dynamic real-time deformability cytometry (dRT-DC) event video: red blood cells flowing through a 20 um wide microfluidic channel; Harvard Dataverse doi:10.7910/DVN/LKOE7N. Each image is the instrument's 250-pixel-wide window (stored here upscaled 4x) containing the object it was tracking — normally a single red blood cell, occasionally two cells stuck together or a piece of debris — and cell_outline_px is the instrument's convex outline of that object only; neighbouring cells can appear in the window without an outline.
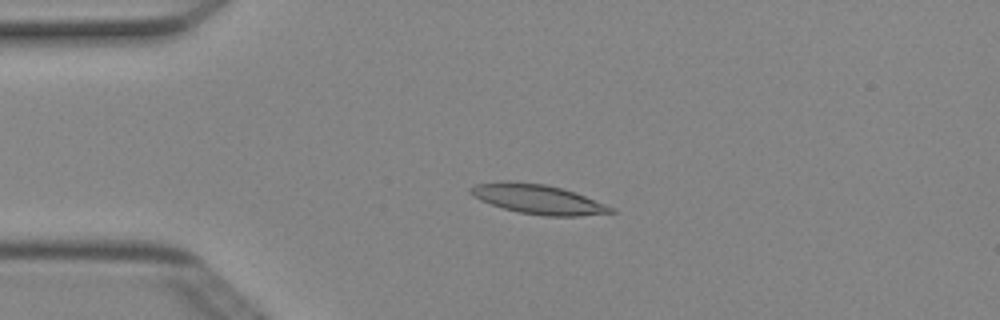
{"species": "Egyptian fruit bat (a non-hibernating species)", "species_latin": "Rousettus aegyptiacus", "temperature_condition": "cold", "stored_images_in_passage": 6, "camera_frame_rate_fps": 3000, "um_per_image_px": 0.085, "animal": {"sex": "female"}, "frame": {"image": 1, "passage_image": 4, "time_ms": 1.0, "image_size_px": [1000, 320], "cell_outline_px": [[616, 212], [580, 216], [544, 216], [520, 212], [504, 208], [480, 200], [472, 196], [468, 192], [468, 188], [476, 184], [504, 180], [508, 180], [544, 184], [576, 192], [616, 208]], "centroid_in_image_um": [45.73, 16.92], "position_along_channel_um": 39.3, "area_um2": 24.28}}
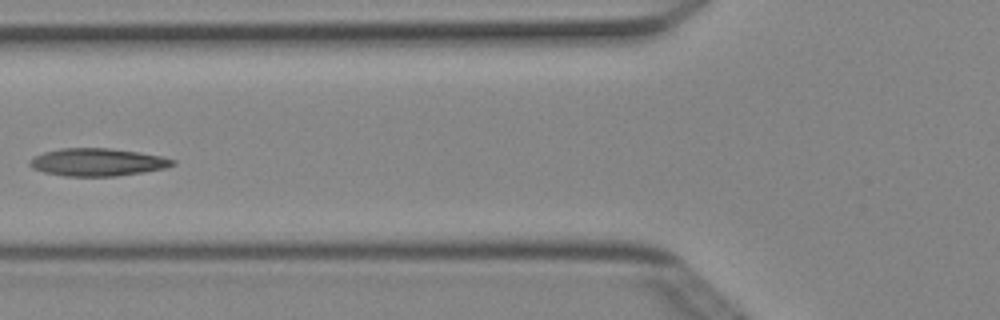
{"frame": {"image": 2, "passage_image": 6, "time_ms": 1.667, "image_size_px": [1000, 320], "cell_outline_px": [[176, 164], [164, 168], [144, 172], [116, 176], [64, 176], [44, 172], [32, 168], [28, 164], [28, 160], [44, 152], [60, 148], [108, 148], [136, 152], [160, 156], [176, 160]], "centroid_in_image_um": [8.26, 13.79], "position_along_channel_um": 117.5, "area_um2": 22.95}}